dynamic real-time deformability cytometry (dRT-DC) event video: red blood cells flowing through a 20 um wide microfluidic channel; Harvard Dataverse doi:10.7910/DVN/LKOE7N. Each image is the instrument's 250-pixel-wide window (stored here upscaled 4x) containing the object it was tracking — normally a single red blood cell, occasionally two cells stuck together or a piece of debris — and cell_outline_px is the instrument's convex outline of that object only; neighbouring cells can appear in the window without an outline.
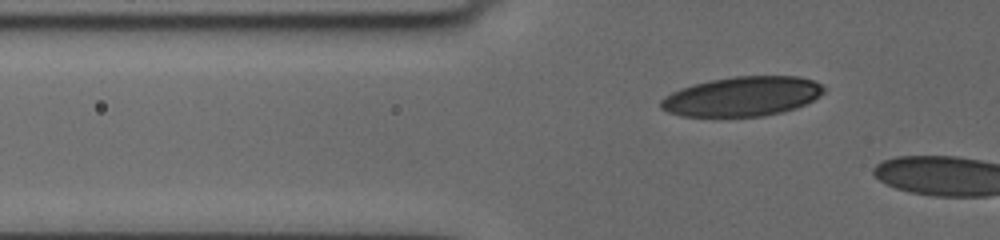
{"species": "human", "species_latin": "Homo sapiens", "temperature_condition": "cold", "stored_images_in_passage": 25, "camera_frame_rate_fps": 3000, "um_per_image_px": 0.085, "donor": {"sex": "female"}, "frame": {"image": 1, "passage_image": 3, "time_ms": 0.667, "image_size_px": [1000, 240], "cell_outline_px": [[824, 92], [820, 96], [796, 108], [784, 112], [764, 116], [680, 116], [668, 112], [660, 108], [660, 100], [664, 96], [680, 88], [692, 84], [712, 80], [736, 76], [800, 76], [812, 80], [820, 84], [824, 88]], "centroid_in_image_um": [63.07, 8.2], "position_along_channel_um": 62.7, "area_um2": 37.63}}
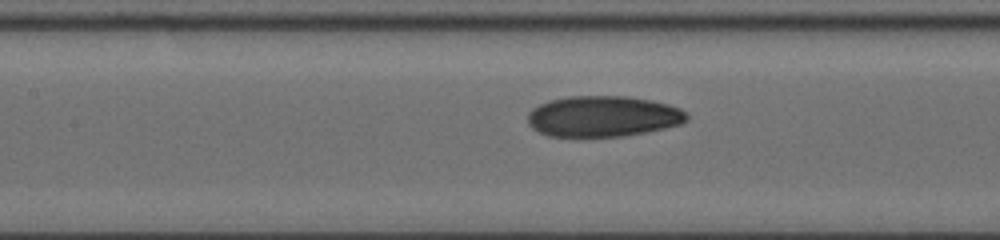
{"frame": {"image": 2, "passage_image": 12, "time_ms": 3.667, "image_size_px": [1000, 240], "cell_outline_px": [[688, 120], [680, 124], [664, 128], [644, 132], [620, 136], [548, 136], [532, 128], [528, 124], [528, 112], [532, 108], [548, 100], [568, 96], [624, 96], [652, 100], [668, 104], [680, 108], [688, 116]], "centroid_in_image_um": [51.23, 9.88], "position_along_channel_um": 156.2, "area_um2": 37.8}}
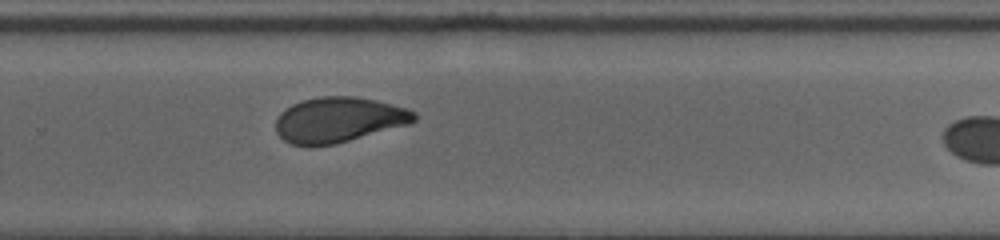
{"frame": {"image": 3, "passage_image": 24, "time_ms": 7.667, "image_size_px": [1000, 240], "cell_outline_px": [[416, 120], [408, 124], [336, 144], [288, 144], [276, 132], [276, 120], [280, 112], [284, 108], [292, 104], [304, 100], [320, 96], [356, 96], [376, 100], [408, 108], [416, 112]], "centroid_in_image_um": [28.79, 10.16], "position_along_channel_um": 301.0, "area_um2": 36.3}}